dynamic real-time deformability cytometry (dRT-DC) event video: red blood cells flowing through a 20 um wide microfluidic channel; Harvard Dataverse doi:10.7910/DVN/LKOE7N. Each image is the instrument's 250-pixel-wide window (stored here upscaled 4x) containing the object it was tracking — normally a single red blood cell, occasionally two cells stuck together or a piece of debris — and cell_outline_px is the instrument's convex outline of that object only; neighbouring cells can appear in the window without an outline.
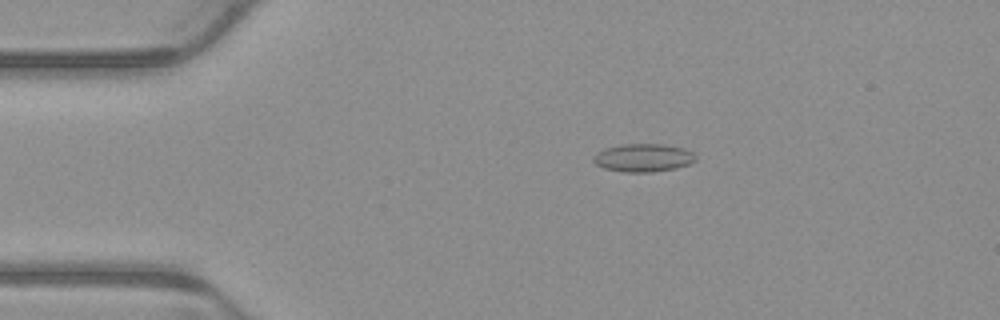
{"species": "common noctule bat (a hibernating species)", "species_latin": "Nyctalus noctula", "temperature_condition": "warm", "stored_images_in_passage": 4, "camera_frame_rate_fps": 3000, "um_per_image_px": 0.085, "animal": {"sex": "male", "body_mass_g": 23.1, "forearm_length_mm": 52.7}, "frame": {"image": 1, "passage_image": 3, "time_ms": 0.667, "image_size_px": [1000, 320], "cell_outline_px": [[696, 160], [688, 164], [676, 168], [652, 172], [624, 172], [604, 168], [596, 164], [592, 160], [592, 156], [596, 152], [604, 148], [620, 144], [664, 144], [684, 148], [692, 152], [696, 156]], "centroid_in_image_um": [54.65, 13.4], "position_along_channel_um": 30.4, "area_um2": 16.88}}